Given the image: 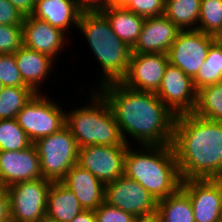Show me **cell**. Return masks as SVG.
<instances>
[{"label": "cell", "mask_w": 222, "mask_h": 222, "mask_svg": "<svg viewBox=\"0 0 222 222\" xmlns=\"http://www.w3.org/2000/svg\"><path fill=\"white\" fill-rule=\"evenodd\" d=\"M131 0H111L110 5L115 7H126Z\"/></svg>", "instance_id": "40"}, {"label": "cell", "mask_w": 222, "mask_h": 222, "mask_svg": "<svg viewBox=\"0 0 222 222\" xmlns=\"http://www.w3.org/2000/svg\"><path fill=\"white\" fill-rule=\"evenodd\" d=\"M24 16L8 1L0 0V24L22 25Z\"/></svg>", "instance_id": "34"}, {"label": "cell", "mask_w": 222, "mask_h": 222, "mask_svg": "<svg viewBox=\"0 0 222 222\" xmlns=\"http://www.w3.org/2000/svg\"><path fill=\"white\" fill-rule=\"evenodd\" d=\"M43 222H52V221H50V220H48V219H45Z\"/></svg>", "instance_id": "46"}, {"label": "cell", "mask_w": 222, "mask_h": 222, "mask_svg": "<svg viewBox=\"0 0 222 222\" xmlns=\"http://www.w3.org/2000/svg\"><path fill=\"white\" fill-rule=\"evenodd\" d=\"M214 36L199 30H180L168 50L169 63L193 79L203 65Z\"/></svg>", "instance_id": "9"}, {"label": "cell", "mask_w": 222, "mask_h": 222, "mask_svg": "<svg viewBox=\"0 0 222 222\" xmlns=\"http://www.w3.org/2000/svg\"><path fill=\"white\" fill-rule=\"evenodd\" d=\"M35 94L30 87H3L0 91V120L16 118Z\"/></svg>", "instance_id": "27"}, {"label": "cell", "mask_w": 222, "mask_h": 222, "mask_svg": "<svg viewBox=\"0 0 222 222\" xmlns=\"http://www.w3.org/2000/svg\"><path fill=\"white\" fill-rule=\"evenodd\" d=\"M22 45V25L0 24V54H14Z\"/></svg>", "instance_id": "31"}, {"label": "cell", "mask_w": 222, "mask_h": 222, "mask_svg": "<svg viewBox=\"0 0 222 222\" xmlns=\"http://www.w3.org/2000/svg\"><path fill=\"white\" fill-rule=\"evenodd\" d=\"M155 94L176 116L192 113L196 105L193 80L170 63Z\"/></svg>", "instance_id": "13"}, {"label": "cell", "mask_w": 222, "mask_h": 222, "mask_svg": "<svg viewBox=\"0 0 222 222\" xmlns=\"http://www.w3.org/2000/svg\"><path fill=\"white\" fill-rule=\"evenodd\" d=\"M0 177L6 187L42 177L36 146L18 151H0Z\"/></svg>", "instance_id": "15"}, {"label": "cell", "mask_w": 222, "mask_h": 222, "mask_svg": "<svg viewBox=\"0 0 222 222\" xmlns=\"http://www.w3.org/2000/svg\"><path fill=\"white\" fill-rule=\"evenodd\" d=\"M127 10L144 18L164 15L165 0H131Z\"/></svg>", "instance_id": "32"}, {"label": "cell", "mask_w": 222, "mask_h": 222, "mask_svg": "<svg viewBox=\"0 0 222 222\" xmlns=\"http://www.w3.org/2000/svg\"><path fill=\"white\" fill-rule=\"evenodd\" d=\"M108 19L114 33L130 48L138 41L145 18L125 7L107 5L100 10Z\"/></svg>", "instance_id": "22"}, {"label": "cell", "mask_w": 222, "mask_h": 222, "mask_svg": "<svg viewBox=\"0 0 222 222\" xmlns=\"http://www.w3.org/2000/svg\"><path fill=\"white\" fill-rule=\"evenodd\" d=\"M33 145L16 118L0 120V151H18Z\"/></svg>", "instance_id": "28"}, {"label": "cell", "mask_w": 222, "mask_h": 222, "mask_svg": "<svg viewBox=\"0 0 222 222\" xmlns=\"http://www.w3.org/2000/svg\"><path fill=\"white\" fill-rule=\"evenodd\" d=\"M60 107L47 95L36 93L19 111L16 120L29 139L35 143L66 125V112Z\"/></svg>", "instance_id": "7"}, {"label": "cell", "mask_w": 222, "mask_h": 222, "mask_svg": "<svg viewBox=\"0 0 222 222\" xmlns=\"http://www.w3.org/2000/svg\"><path fill=\"white\" fill-rule=\"evenodd\" d=\"M82 11L76 0H37L31 16L67 32L77 27Z\"/></svg>", "instance_id": "19"}, {"label": "cell", "mask_w": 222, "mask_h": 222, "mask_svg": "<svg viewBox=\"0 0 222 222\" xmlns=\"http://www.w3.org/2000/svg\"><path fill=\"white\" fill-rule=\"evenodd\" d=\"M61 182L75 194L84 210H96L105 201V185L78 164Z\"/></svg>", "instance_id": "18"}, {"label": "cell", "mask_w": 222, "mask_h": 222, "mask_svg": "<svg viewBox=\"0 0 222 222\" xmlns=\"http://www.w3.org/2000/svg\"><path fill=\"white\" fill-rule=\"evenodd\" d=\"M10 218V206L7 188L0 193V220Z\"/></svg>", "instance_id": "37"}, {"label": "cell", "mask_w": 222, "mask_h": 222, "mask_svg": "<svg viewBox=\"0 0 222 222\" xmlns=\"http://www.w3.org/2000/svg\"><path fill=\"white\" fill-rule=\"evenodd\" d=\"M51 183L41 177L8 186L10 218L14 222H43Z\"/></svg>", "instance_id": "8"}, {"label": "cell", "mask_w": 222, "mask_h": 222, "mask_svg": "<svg viewBox=\"0 0 222 222\" xmlns=\"http://www.w3.org/2000/svg\"><path fill=\"white\" fill-rule=\"evenodd\" d=\"M128 146L88 145L78 149L77 164L104 185L124 175V156Z\"/></svg>", "instance_id": "10"}, {"label": "cell", "mask_w": 222, "mask_h": 222, "mask_svg": "<svg viewBox=\"0 0 222 222\" xmlns=\"http://www.w3.org/2000/svg\"><path fill=\"white\" fill-rule=\"evenodd\" d=\"M97 90L108 102L126 144L131 145L126 134L140 146L172 144L176 115L155 93L137 91L121 82Z\"/></svg>", "instance_id": "1"}, {"label": "cell", "mask_w": 222, "mask_h": 222, "mask_svg": "<svg viewBox=\"0 0 222 222\" xmlns=\"http://www.w3.org/2000/svg\"><path fill=\"white\" fill-rule=\"evenodd\" d=\"M200 4L201 0H165L164 15L180 30H197Z\"/></svg>", "instance_id": "24"}, {"label": "cell", "mask_w": 222, "mask_h": 222, "mask_svg": "<svg viewBox=\"0 0 222 222\" xmlns=\"http://www.w3.org/2000/svg\"><path fill=\"white\" fill-rule=\"evenodd\" d=\"M23 45L56 59L65 46L67 34L48 22L28 15L22 23ZM65 37V38H64Z\"/></svg>", "instance_id": "16"}, {"label": "cell", "mask_w": 222, "mask_h": 222, "mask_svg": "<svg viewBox=\"0 0 222 222\" xmlns=\"http://www.w3.org/2000/svg\"><path fill=\"white\" fill-rule=\"evenodd\" d=\"M157 211L161 222H195L190 198L181 188L157 201Z\"/></svg>", "instance_id": "23"}, {"label": "cell", "mask_w": 222, "mask_h": 222, "mask_svg": "<svg viewBox=\"0 0 222 222\" xmlns=\"http://www.w3.org/2000/svg\"><path fill=\"white\" fill-rule=\"evenodd\" d=\"M127 147L124 175L140 183L156 201L174 194L180 187L176 155L172 144Z\"/></svg>", "instance_id": "3"}, {"label": "cell", "mask_w": 222, "mask_h": 222, "mask_svg": "<svg viewBox=\"0 0 222 222\" xmlns=\"http://www.w3.org/2000/svg\"><path fill=\"white\" fill-rule=\"evenodd\" d=\"M133 222H161V218L156 210L149 214L135 216Z\"/></svg>", "instance_id": "39"}, {"label": "cell", "mask_w": 222, "mask_h": 222, "mask_svg": "<svg viewBox=\"0 0 222 222\" xmlns=\"http://www.w3.org/2000/svg\"><path fill=\"white\" fill-rule=\"evenodd\" d=\"M83 11L101 10L110 4L111 0H76Z\"/></svg>", "instance_id": "35"}, {"label": "cell", "mask_w": 222, "mask_h": 222, "mask_svg": "<svg viewBox=\"0 0 222 222\" xmlns=\"http://www.w3.org/2000/svg\"><path fill=\"white\" fill-rule=\"evenodd\" d=\"M172 146L182 180L222 176V123L193 113L177 115Z\"/></svg>", "instance_id": "2"}, {"label": "cell", "mask_w": 222, "mask_h": 222, "mask_svg": "<svg viewBox=\"0 0 222 222\" xmlns=\"http://www.w3.org/2000/svg\"><path fill=\"white\" fill-rule=\"evenodd\" d=\"M3 84L1 83V81H0V91L3 89Z\"/></svg>", "instance_id": "45"}, {"label": "cell", "mask_w": 222, "mask_h": 222, "mask_svg": "<svg viewBox=\"0 0 222 222\" xmlns=\"http://www.w3.org/2000/svg\"><path fill=\"white\" fill-rule=\"evenodd\" d=\"M105 202L133 216L157 210V201L136 180L125 175L105 185Z\"/></svg>", "instance_id": "11"}, {"label": "cell", "mask_w": 222, "mask_h": 222, "mask_svg": "<svg viewBox=\"0 0 222 222\" xmlns=\"http://www.w3.org/2000/svg\"><path fill=\"white\" fill-rule=\"evenodd\" d=\"M192 80L196 91L208 85L222 83V50L215 42L210 46L203 65Z\"/></svg>", "instance_id": "26"}, {"label": "cell", "mask_w": 222, "mask_h": 222, "mask_svg": "<svg viewBox=\"0 0 222 222\" xmlns=\"http://www.w3.org/2000/svg\"><path fill=\"white\" fill-rule=\"evenodd\" d=\"M92 90L90 104L66 112V126L78 148L88 145L129 146L123 140L108 102L97 89Z\"/></svg>", "instance_id": "5"}, {"label": "cell", "mask_w": 222, "mask_h": 222, "mask_svg": "<svg viewBox=\"0 0 222 222\" xmlns=\"http://www.w3.org/2000/svg\"><path fill=\"white\" fill-rule=\"evenodd\" d=\"M0 222H14L11 218L1 219Z\"/></svg>", "instance_id": "44"}, {"label": "cell", "mask_w": 222, "mask_h": 222, "mask_svg": "<svg viewBox=\"0 0 222 222\" xmlns=\"http://www.w3.org/2000/svg\"><path fill=\"white\" fill-rule=\"evenodd\" d=\"M71 222H96L94 210H83Z\"/></svg>", "instance_id": "38"}, {"label": "cell", "mask_w": 222, "mask_h": 222, "mask_svg": "<svg viewBox=\"0 0 222 222\" xmlns=\"http://www.w3.org/2000/svg\"><path fill=\"white\" fill-rule=\"evenodd\" d=\"M214 42L220 47L222 50V33L214 36Z\"/></svg>", "instance_id": "42"}, {"label": "cell", "mask_w": 222, "mask_h": 222, "mask_svg": "<svg viewBox=\"0 0 222 222\" xmlns=\"http://www.w3.org/2000/svg\"><path fill=\"white\" fill-rule=\"evenodd\" d=\"M77 28L87 38L104 72L96 89L121 82L127 74L132 48L114 33L107 17L100 10L82 11Z\"/></svg>", "instance_id": "4"}, {"label": "cell", "mask_w": 222, "mask_h": 222, "mask_svg": "<svg viewBox=\"0 0 222 222\" xmlns=\"http://www.w3.org/2000/svg\"><path fill=\"white\" fill-rule=\"evenodd\" d=\"M220 187V192H221V201H222V176L213 179ZM221 222H222V206H221Z\"/></svg>", "instance_id": "41"}, {"label": "cell", "mask_w": 222, "mask_h": 222, "mask_svg": "<svg viewBox=\"0 0 222 222\" xmlns=\"http://www.w3.org/2000/svg\"><path fill=\"white\" fill-rule=\"evenodd\" d=\"M23 16L31 15L37 0H8Z\"/></svg>", "instance_id": "36"}, {"label": "cell", "mask_w": 222, "mask_h": 222, "mask_svg": "<svg viewBox=\"0 0 222 222\" xmlns=\"http://www.w3.org/2000/svg\"><path fill=\"white\" fill-rule=\"evenodd\" d=\"M179 31L180 29L165 15L145 18L132 53L167 54Z\"/></svg>", "instance_id": "17"}, {"label": "cell", "mask_w": 222, "mask_h": 222, "mask_svg": "<svg viewBox=\"0 0 222 222\" xmlns=\"http://www.w3.org/2000/svg\"><path fill=\"white\" fill-rule=\"evenodd\" d=\"M96 222H133L132 214L109 205L105 201L94 210Z\"/></svg>", "instance_id": "33"}, {"label": "cell", "mask_w": 222, "mask_h": 222, "mask_svg": "<svg viewBox=\"0 0 222 222\" xmlns=\"http://www.w3.org/2000/svg\"><path fill=\"white\" fill-rule=\"evenodd\" d=\"M7 187L4 185L1 177H0V193H2Z\"/></svg>", "instance_id": "43"}, {"label": "cell", "mask_w": 222, "mask_h": 222, "mask_svg": "<svg viewBox=\"0 0 222 222\" xmlns=\"http://www.w3.org/2000/svg\"><path fill=\"white\" fill-rule=\"evenodd\" d=\"M0 81L4 87H28L17 68L14 54H0Z\"/></svg>", "instance_id": "30"}, {"label": "cell", "mask_w": 222, "mask_h": 222, "mask_svg": "<svg viewBox=\"0 0 222 222\" xmlns=\"http://www.w3.org/2000/svg\"><path fill=\"white\" fill-rule=\"evenodd\" d=\"M192 113L222 123V83L197 90L196 105Z\"/></svg>", "instance_id": "25"}, {"label": "cell", "mask_w": 222, "mask_h": 222, "mask_svg": "<svg viewBox=\"0 0 222 222\" xmlns=\"http://www.w3.org/2000/svg\"><path fill=\"white\" fill-rule=\"evenodd\" d=\"M190 198L195 222H221V192L213 180H182L180 187Z\"/></svg>", "instance_id": "14"}, {"label": "cell", "mask_w": 222, "mask_h": 222, "mask_svg": "<svg viewBox=\"0 0 222 222\" xmlns=\"http://www.w3.org/2000/svg\"><path fill=\"white\" fill-rule=\"evenodd\" d=\"M168 63V55L164 53H132L121 83L137 91L156 93Z\"/></svg>", "instance_id": "12"}, {"label": "cell", "mask_w": 222, "mask_h": 222, "mask_svg": "<svg viewBox=\"0 0 222 222\" xmlns=\"http://www.w3.org/2000/svg\"><path fill=\"white\" fill-rule=\"evenodd\" d=\"M33 144L39 155L42 177L52 182L61 181L78 162L79 148L66 125Z\"/></svg>", "instance_id": "6"}, {"label": "cell", "mask_w": 222, "mask_h": 222, "mask_svg": "<svg viewBox=\"0 0 222 222\" xmlns=\"http://www.w3.org/2000/svg\"><path fill=\"white\" fill-rule=\"evenodd\" d=\"M83 210L75 194L61 181L51 183L46 219L52 222H71Z\"/></svg>", "instance_id": "21"}, {"label": "cell", "mask_w": 222, "mask_h": 222, "mask_svg": "<svg viewBox=\"0 0 222 222\" xmlns=\"http://www.w3.org/2000/svg\"><path fill=\"white\" fill-rule=\"evenodd\" d=\"M15 61L24 83L35 93H41L39 86L52 71L53 59L24 45L15 53Z\"/></svg>", "instance_id": "20"}, {"label": "cell", "mask_w": 222, "mask_h": 222, "mask_svg": "<svg viewBox=\"0 0 222 222\" xmlns=\"http://www.w3.org/2000/svg\"><path fill=\"white\" fill-rule=\"evenodd\" d=\"M197 30L212 36L222 33V0H201Z\"/></svg>", "instance_id": "29"}]
</instances>
